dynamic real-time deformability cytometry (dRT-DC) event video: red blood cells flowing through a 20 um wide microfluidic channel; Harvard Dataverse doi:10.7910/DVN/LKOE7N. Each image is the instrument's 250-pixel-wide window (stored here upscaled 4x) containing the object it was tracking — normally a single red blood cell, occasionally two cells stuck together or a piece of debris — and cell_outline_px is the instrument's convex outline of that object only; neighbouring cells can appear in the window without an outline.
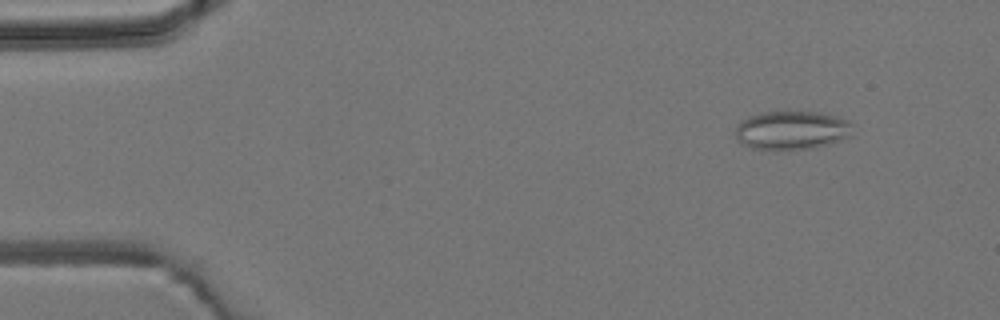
{"species": "common noctule bat (a hibernating species)", "species_latin": "Nyctalus noctula", "temperature_condition": "room temperature", "stored_images_in_passage": 5, "camera_frame_rate_fps": 3000, "um_per_image_px": 0.085, "animal": {"sex": "male", "body_mass_g": 19.2, "forearm_length_mm": 51.8}, "frame": {"image": 1, "passage_image": 2, "time_ms": 1.333, "image_size_px": [1000, 320], "cell_outline_px": [[852, 136], [828, 144], [812, 148], [776, 152], [772, 152], [752, 148], [744, 144], [736, 136], [736, 124], [748, 116], [764, 112], [788, 108], [816, 112], [848, 120], [852, 124]], "centroid_in_image_um": [67.27, 11.06], "position_along_channel_um": 17.7, "area_um2": 27.51}}